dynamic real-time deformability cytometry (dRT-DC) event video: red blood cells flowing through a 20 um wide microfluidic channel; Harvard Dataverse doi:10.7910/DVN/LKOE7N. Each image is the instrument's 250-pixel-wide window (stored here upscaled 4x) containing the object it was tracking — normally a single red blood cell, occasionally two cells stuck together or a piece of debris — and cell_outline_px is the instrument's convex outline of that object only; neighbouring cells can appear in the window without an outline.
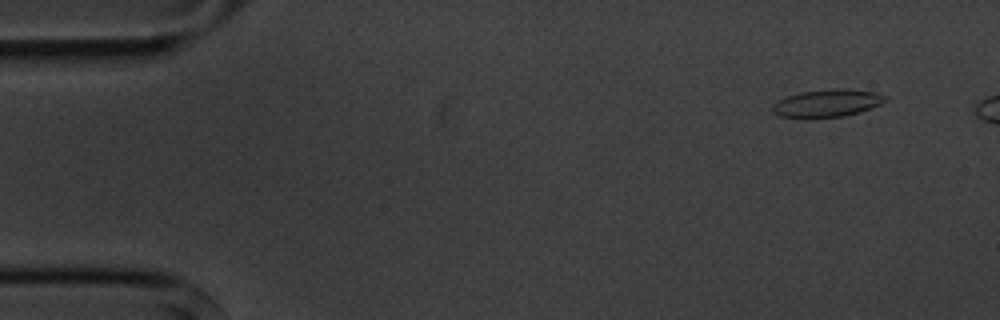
{"species": "common noctule bat (a hibernating species)", "species_latin": "Nyctalus noctula", "temperature_condition": "cold", "stored_images_in_passage": 5, "camera_frame_rate_fps": 3000, "um_per_image_px": 0.085, "animal": {"sex": "male", "body_mass_g": 20.1, "forearm_length_mm": 53.5}, "frame": {"image": 1, "passage_image": 1, "time_ms": 0.0, "image_size_px": [1000, 320], "cell_outline_px": [[888, 100], [872, 108], [860, 112], [844, 116], [808, 120], [804, 120], [780, 116], [772, 112], [772, 104], [788, 96], [800, 92], [832, 88], [844, 88], [876, 92], [888, 96]], "centroid_in_image_um": [70.31, 8.8], "position_along_channel_um": 14.7, "area_um2": 18.84}}